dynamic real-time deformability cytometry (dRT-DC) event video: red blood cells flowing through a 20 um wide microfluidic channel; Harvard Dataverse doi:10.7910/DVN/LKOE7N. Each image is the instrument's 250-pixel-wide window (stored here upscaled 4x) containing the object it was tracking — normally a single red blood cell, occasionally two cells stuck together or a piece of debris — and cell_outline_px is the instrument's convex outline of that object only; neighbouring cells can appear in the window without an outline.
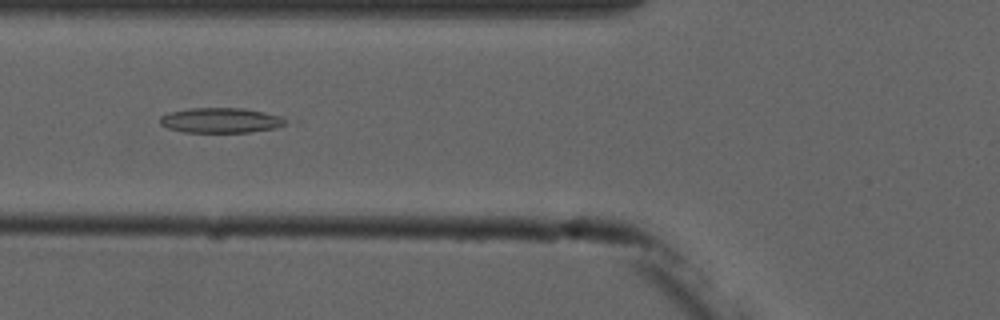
{"species": "common noctule bat (a hibernating species)", "species_latin": "Nyctalus noctula", "temperature_condition": "cold", "stored_images_in_passage": 4, "camera_frame_rate_fps": 3000, "um_per_image_px": 0.085, "animal": {"sex": "male", "forearm_length_mm": 52.5}, "frame": {"image": 1, "passage_image": 2, "time_ms": 1.0, "image_size_px": [1000, 320], "cell_outline_px": [[288, 120], [284, 124], [276, 128], [248, 132], [184, 132], [168, 128], [160, 124], [160, 116], [168, 112], [188, 108], [244, 108], [264, 112], [280, 116]], "centroid_in_image_um": [18.74, 10.22], "position_along_channel_um": 107.1, "area_um2": 18.38}}
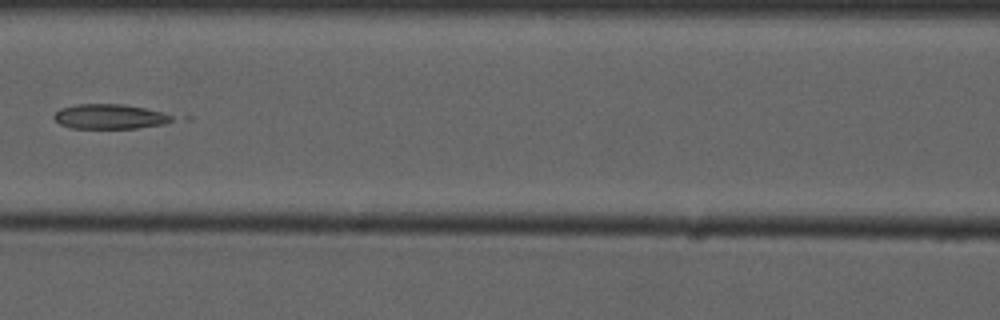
{"frame": {"image": 2, "passage_image": 3, "time_ms": 2.333, "image_size_px": [1000, 320], "cell_outline_px": [[172, 120], [164, 124], [136, 128], [72, 128], [60, 124], [52, 116], [60, 108], [76, 104], [124, 104], [144, 108], [160, 112], [172, 116]], "centroid_in_image_um": [9.28, 9.9], "position_along_channel_um": 157.3, "area_um2": 16.88}}
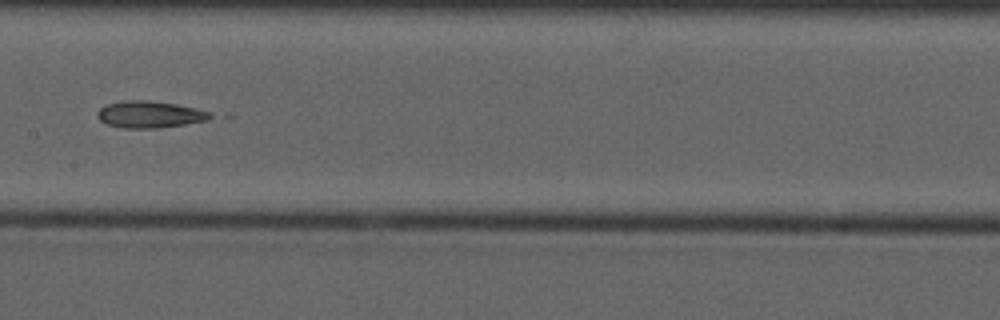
{"frame": {"image": 3, "passage_image": 4, "time_ms": 3.333, "image_size_px": [1000, 320], "cell_outline_px": [[216, 116], [208, 120], [184, 124], [156, 128], [120, 128], [108, 124], [100, 120], [96, 112], [100, 108], [108, 104], [124, 100], [148, 100], [176, 104], [196, 108], [208, 112]], "centroid_in_image_um": [12.73, 9.72], "position_along_channel_um": 194.7, "area_um2": 17.57}}